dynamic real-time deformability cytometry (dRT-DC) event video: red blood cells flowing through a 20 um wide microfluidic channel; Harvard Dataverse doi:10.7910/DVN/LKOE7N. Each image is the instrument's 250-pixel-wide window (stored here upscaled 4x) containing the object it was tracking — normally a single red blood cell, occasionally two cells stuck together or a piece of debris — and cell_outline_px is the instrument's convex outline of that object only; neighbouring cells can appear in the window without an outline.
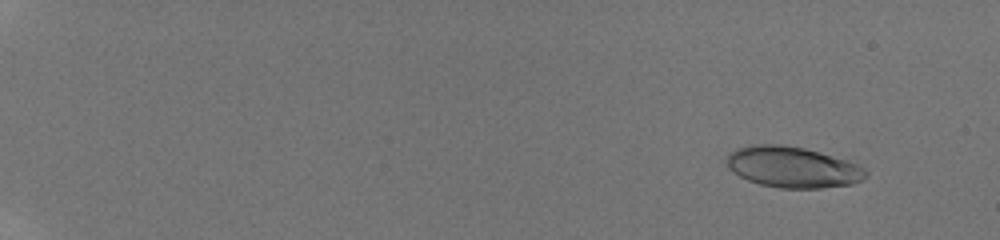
{"species": "human", "species_latin": "Homo sapiens", "temperature_condition": "room temperature", "stored_images_in_passage": 53, "camera_frame_rate_fps": 3000, "um_per_image_px": 0.085, "donor": {"sex": "male"}, "frame": {"image": 1, "passage_image": 6, "time_ms": 1.667, "image_size_px": [1000, 240], "cell_outline_px": [[868, 176], [852, 184], [820, 188], [780, 188], [760, 184], [748, 180], [740, 176], [728, 168], [724, 160], [728, 152], [736, 148], [752, 144], [780, 144], [804, 148], [848, 160], [864, 168], [868, 172]], "centroid_in_image_um": [67.33, 14.19], "position_along_channel_um": 17.7, "area_um2": 33.41}}
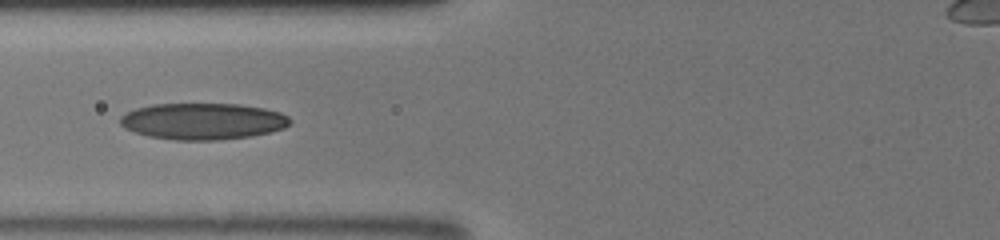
{"frame": {"image": 2, "passage_image": 26, "time_ms": 8.333, "image_size_px": [1000, 240], "cell_outline_px": [[292, 120], [284, 128], [268, 132], [248, 136], [220, 140], [176, 140], [148, 136], [124, 128], [120, 124], [120, 116], [136, 108], [152, 104], [240, 104], [264, 108], [280, 112], [288, 116]], "centroid_in_image_um": [17.23, 10.3], "position_along_channel_um": 108.6, "area_um2": 36.01}}
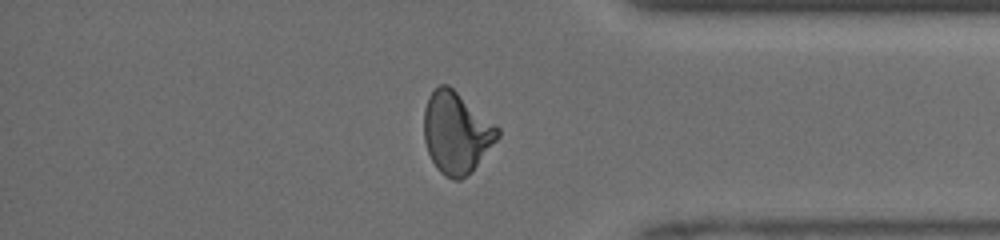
{"frame": {"image": 3, "passage_image": 47, "time_ms": 15.333, "image_size_px": [1000, 240], "cell_outline_px": [[500, 136], [472, 172], [460, 180], [452, 180], [444, 176], [436, 168], [428, 152], [424, 140], [424, 108], [428, 96], [440, 84], [448, 84], [496, 124], [500, 128]], "centroid_in_image_um": [38.8, 11.29], "position_along_channel_um": 396.4, "area_um2": 35.2}, "authors_computed_cell_mechanics": {"area_um2": 33.9286, "velocity_mm_per_s": 4.2236, "shape_relaxation_time_tau1_ms": 6.1525, "shape_relaxation_time_tau2_ms": 1.8938, "deformation_change_tau1": 0.2122, "deformation_change_tau2": 0.0849}}